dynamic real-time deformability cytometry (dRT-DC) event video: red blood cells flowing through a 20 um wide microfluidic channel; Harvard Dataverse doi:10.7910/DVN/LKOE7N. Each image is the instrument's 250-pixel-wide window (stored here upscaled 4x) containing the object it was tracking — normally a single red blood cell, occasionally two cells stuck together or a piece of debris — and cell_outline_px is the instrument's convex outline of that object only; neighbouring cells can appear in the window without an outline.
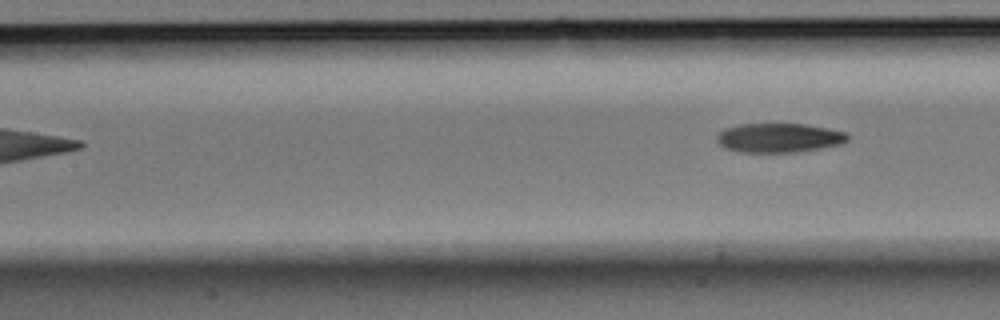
{"species": "Egyptian fruit bat (a non-hibernating species)", "species_latin": "Rousettus aegyptiacus", "temperature_condition": "room temperature", "stored_images_in_passage": 6, "camera_frame_rate_fps": 3000, "um_per_image_px": 0.085, "animal": {"sex": "male"}, "frame": {"image": 1, "passage_image": 6, "time_ms": 1.667, "image_size_px": [1000, 320], "cell_outline_px": [[848, 140], [844, 144], [796, 152], [740, 152], [724, 148], [716, 140], [716, 136], [724, 128], [740, 124], [804, 124], [828, 128], [844, 132], [848, 136]], "centroid_in_image_um": [66.2, 11.72], "position_along_channel_um": 141.2, "area_um2": 22.31}}